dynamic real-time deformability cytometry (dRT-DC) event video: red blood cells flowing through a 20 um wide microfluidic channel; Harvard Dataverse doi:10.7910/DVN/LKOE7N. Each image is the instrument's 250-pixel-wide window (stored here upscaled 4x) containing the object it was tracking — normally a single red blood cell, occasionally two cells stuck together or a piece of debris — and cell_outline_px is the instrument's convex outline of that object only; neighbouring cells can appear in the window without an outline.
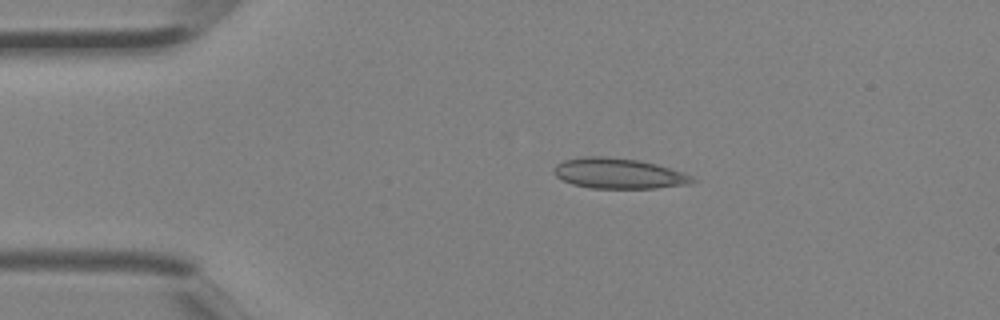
{"species": "Egyptian fruit bat (a non-hibernating species)", "species_latin": "Rousettus aegyptiacus", "temperature_condition": "room temperature", "stored_images_in_passage": 2, "camera_frame_rate_fps": 3000, "um_per_image_px": 0.085, "animal": {"sex": "female"}, "frame": {"image": 1, "passage_image": 1, "time_ms": 0.0, "image_size_px": [1000, 320], "cell_outline_px": [[696, 180], [692, 184], [656, 188], [592, 188], [572, 184], [556, 176], [552, 172], [552, 168], [556, 164], [564, 160], [584, 156], [604, 156], [640, 160], [656, 164], [692, 176]], "centroid_in_image_um": [52.55, 14.74], "position_along_channel_um": 32.4, "area_um2": 24.57}}